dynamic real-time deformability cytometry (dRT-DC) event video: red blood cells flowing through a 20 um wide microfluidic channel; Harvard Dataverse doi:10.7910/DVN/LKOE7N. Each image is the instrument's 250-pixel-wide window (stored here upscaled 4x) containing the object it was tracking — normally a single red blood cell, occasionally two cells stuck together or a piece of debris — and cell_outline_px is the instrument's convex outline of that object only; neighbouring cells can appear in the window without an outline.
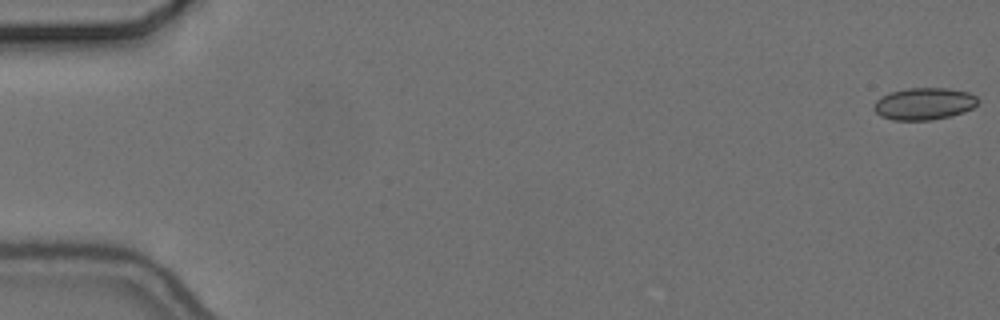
{"species": "common noctule bat (a hibernating species)", "species_latin": "Nyctalus noctula", "temperature_condition": "cold", "stored_images_in_passage": 57, "camera_frame_rate_fps": 3000, "um_per_image_px": 0.085, "animal": {"sex": "female", "body_mass_g": 24.6, "forearm_length_mm": 56.2}, "frame": {"image": 1, "passage_image": 1, "time_ms": 0.0, "image_size_px": [1000, 320], "cell_outline_px": [[980, 100], [972, 108], [964, 112], [952, 116], [932, 120], [892, 120], [880, 116], [872, 108], [876, 100], [880, 96], [892, 92], [908, 88], [948, 88], [968, 92], [976, 96]], "centroid_in_image_um": [78.54, 8.82], "position_along_channel_um": 6.5, "area_um2": 19.59}}
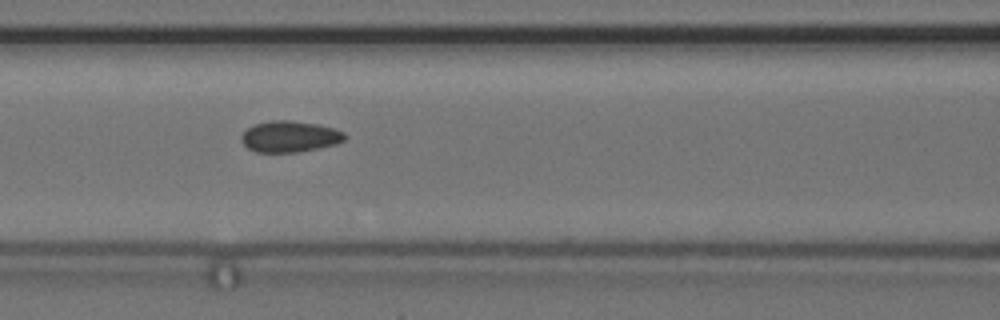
{"frame": {"image": 2, "passage_image": 25, "time_ms": 8.0, "image_size_px": [1000, 320], "cell_outline_px": [[348, 136], [344, 140], [336, 144], [296, 152], [256, 152], [248, 148], [240, 140], [240, 136], [248, 128], [256, 124], [272, 120], [288, 120], [316, 124], [332, 128], [344, 132]], "centroid_in_image_um": [24.62, 11.61], "position_along_channel_um": 142.0, "area_um2": 18.61}}
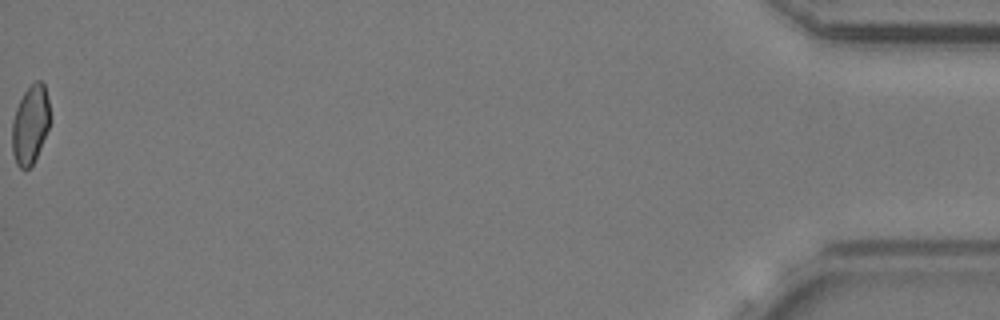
{"frame": {"image": 3, "passage_image": 57, "time_ms": 18.667, "image_size_px": [1000, 320], "cell_outline_px": [[48, 128], [36, 156], [32, 164], [24, 172], [16, 164], [12, 152], [12, 120], [16, 108], [24, 92], [36, 80], [40, 80], [44, 84], [48, 100]], "centroid_in_image_um": [2.53, 10.61], "position_along_channel_um": 432.7, "area_um2": 17.05}, "authors_computed_cell_mechanics": {"area_um2": 18.7272, "velocity_mm_per_s": 3.6855, "shape_relaxation_time_tau1_ms": 4.9527, "shape_relaxation_time_tau2_ms": 3.99, "deformation_change_tau1": 0.0833, "deformation_change_tau2": 0.0716}}